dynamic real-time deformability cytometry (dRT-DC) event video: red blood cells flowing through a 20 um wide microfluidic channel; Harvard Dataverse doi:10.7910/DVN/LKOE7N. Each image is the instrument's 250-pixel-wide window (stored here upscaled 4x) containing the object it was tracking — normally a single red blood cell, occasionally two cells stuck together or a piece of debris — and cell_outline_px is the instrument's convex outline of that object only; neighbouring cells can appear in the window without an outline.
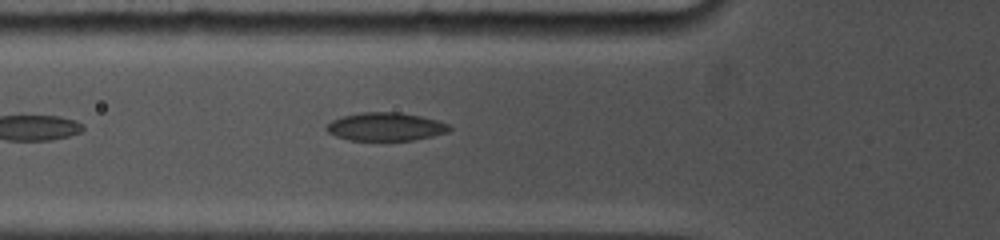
{"species": "common noctule bat (a hibernating species)", "species_latin": "Nyctalus noctula", "temperature_condition": "cold", "stored_images_in_passage": 4, "camera_frame_rate_fps": 5000, "um_per_image_px": 0.085, "animal": {"sex": "female", "body_mass_g": 19.0, "forearm_length_mm": 53.3}, "frame": {"image": 1, "passage_image": 4, "time_ms": 2.0, "image_size_px": [1000, 240], "cell_outline_px": [[452, 128], [448, 132], [432, 136], [412, 140], [348, 140], [336, 136], [328, 132], [324, 128], [332, 120], [344, 116], [360, 112], [400, 112], [420, 116], [436, 120], [448, 124]], "centroid_in_image_um": [32.77, 10.77], "position_along_channel_um": 93.0, "area_um2": 20.11}}